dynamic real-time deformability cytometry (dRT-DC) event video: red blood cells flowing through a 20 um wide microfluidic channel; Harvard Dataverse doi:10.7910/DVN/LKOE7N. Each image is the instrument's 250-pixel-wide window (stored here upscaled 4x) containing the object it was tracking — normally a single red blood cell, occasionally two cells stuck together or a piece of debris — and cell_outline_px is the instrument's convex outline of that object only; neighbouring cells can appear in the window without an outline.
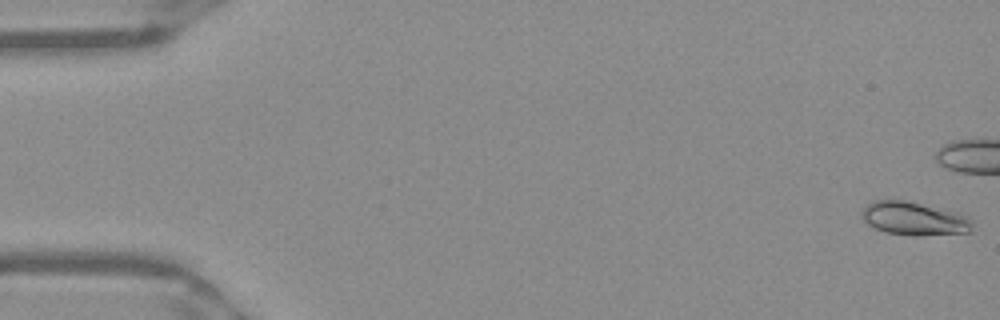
{"species": "Egyptian fruit bat (a non-hibernating species)", "species_latin": "Rousettus aegyptiacus", "temperature_condition": "warm", "stored_images_in_passage": 53, "camera_frame_rate_fps": 3000, "um_per_image_px": 0.085, "frame": {"image": 1, "passage_image": 1, "time_ms": 0.0, "image_size_px": [1000, 320], "cell_outline_px": [[972, 232], [924, 236], [916, 236], [884, 232], [868, 224], [864, 220], [860, 212], [872, 200], [904, 200], [960, 212], [972, 224]], "centroid_in_image_um": [77.7, 18.58], "position_along_channel_um": 7.3, "area_um2": 21.56}}
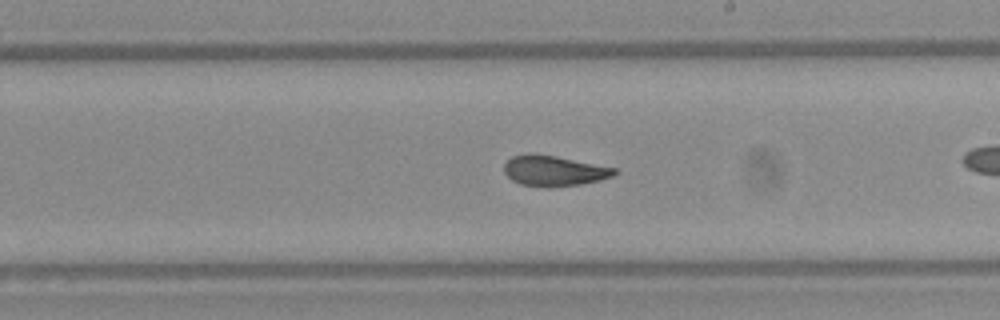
{"frame": {"image": 2, "passage_image": 30, "time_ms": 9.667, "image_size_px": [1000, 320], "cell_outline_px": [[620, 172], [612, 176], [600, 180], [580, 184], [548, 188], [520, 184], [512, 180], [504, 172], [504, 164], [512, 156], [528, 152], [532, 152], [556, 156], [616, 168]], "centroid_in_image_um": [47.07, 14.51], "position_along_channel_um": 241.9, "area_um2": 19.83}}
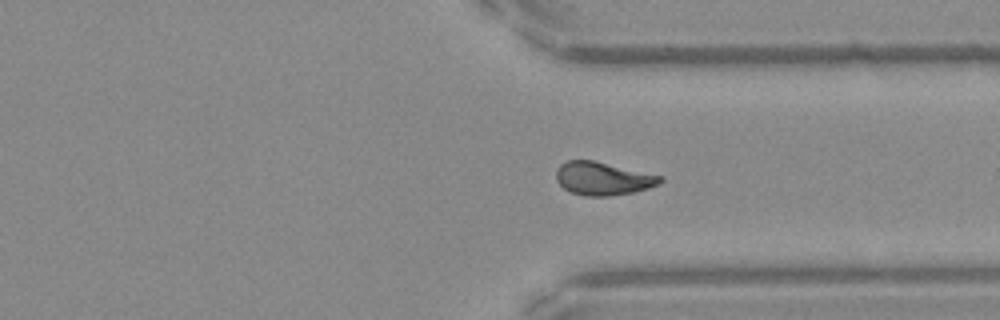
{"frame": {"image": 3, "passage_image": 39, "time_ms": 12.667, "image_size_px": [1000, 320], "cell_outline_px": [[664, 180], [660, 184], [648, 188], [632, 192], [612, 196], [584, 196], [572, 192], [564, 188], [556, 180], [556, 168], [560, 164], [568, 160], [592, 160], [664, 176]], "centroid_in_image_um": [51.26, 15.17], "position_along_channel_um": 360.1, "area_um2": 20.17}, "authors_computed_cell_mechanics": {"area_um2": 19.8254, "velocity_mm_per_s": 3.9405, "shape_relaxation_time_tau1_ms": 5.8766, "shape_relaxation_time_tau2_ms": 1.0234, "deformation_change_tau1": 0.1814, "deformation_change_tau2": 0.0629}}